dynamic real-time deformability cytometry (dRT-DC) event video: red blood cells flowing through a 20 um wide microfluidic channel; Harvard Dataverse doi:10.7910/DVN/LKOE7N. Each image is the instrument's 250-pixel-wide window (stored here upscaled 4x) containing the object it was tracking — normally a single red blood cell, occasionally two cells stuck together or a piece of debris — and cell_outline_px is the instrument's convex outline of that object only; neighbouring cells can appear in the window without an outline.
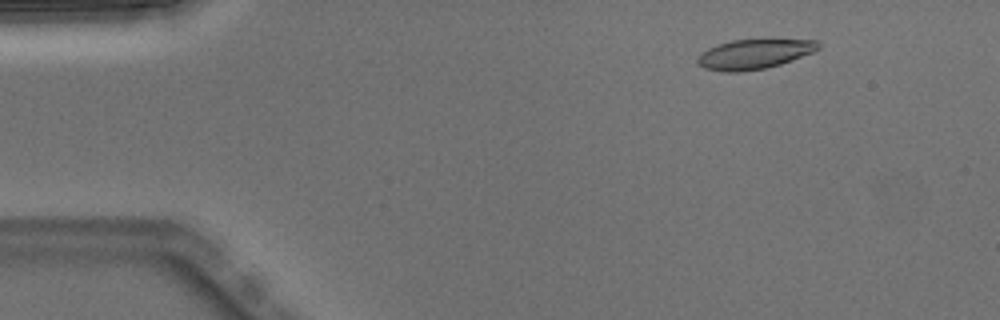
{"species": "Egyptian fruit bat (a non-hibernating species)", "species_latin": "Rousettus aegyptiacus", "temperature_condition": "warm", "stored_images_in_passage": 5, "camera_frame_rate_fps": 3000, "um_per_image_px": 0.085, "animal": {"sex": "male"}, "frame": {"image": 1, "passage_image": 2, "time_ms": 0.333, "image_size_px": [1000, 320], "cell_outline_px": [[820, 48], [812, 52], [792, 60], [780, 64], [764, 68], [740, 72], [724, 72], [704, 68], [696, 60], [696, 56], [700, 52], [708, 48], [732, 40], [764, 36], [772, 36], [816, 40], [820, 44]], "centroid_in_image_um": [64.15, 4.53], "position_along_channel_um": 20.8, "area_um2": 22.02}}
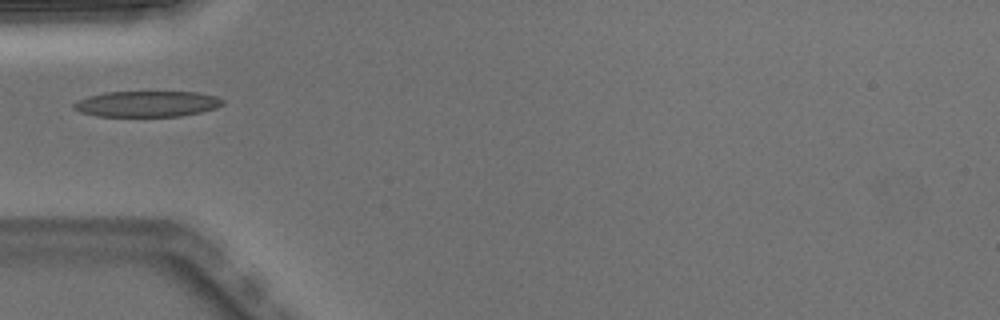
{"frame": {"image": 2, "passage_image": 5, "time_ms": 1.333, "image_size_px": [1000, 320], "cell_outline_px": [[224, 104], [216, 108], [200, 112], [180, 116], [96, 116], [80, 112], [72, 108], [72, 104], [88, 96], [104, 92], [200, 92], [216, 96], [224, 100]], "centroid_in_image_um": [12.5, 8.83], "position_along_channel_um": 72.5, "area_um2": 22.48}}